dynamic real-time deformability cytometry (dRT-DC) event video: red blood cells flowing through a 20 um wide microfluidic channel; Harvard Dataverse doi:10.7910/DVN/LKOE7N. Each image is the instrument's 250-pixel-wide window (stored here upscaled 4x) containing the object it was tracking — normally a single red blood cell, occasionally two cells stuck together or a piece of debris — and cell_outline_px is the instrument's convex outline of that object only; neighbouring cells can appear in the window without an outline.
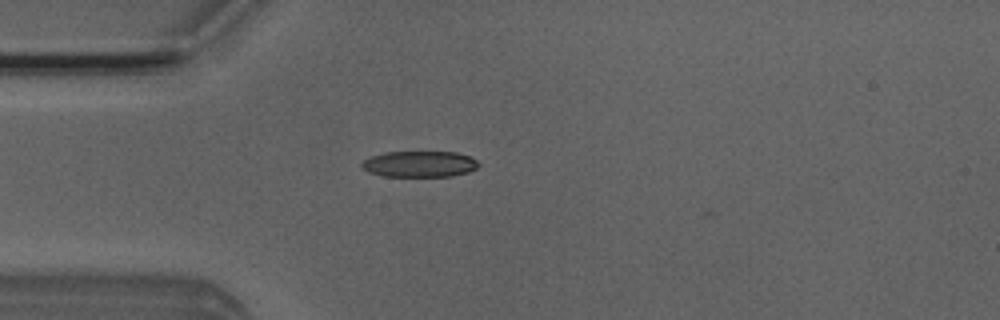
{"species": "Egyptian fruit bat (a non-hibernating species)", "species_latin": "Rousettus aegyptiacus", "temperature_condition": "room temperature", "stored_images_in_passage": 3, "camera_frame_rate_fps": 3000, "um_per_image_px": 0.085, "animal": {"sex": "male"}, "frame": {"image": 1, "passage_image": 3, "time_ms": 3.333, "image_size_px": [1000, 320], "cell_outline_px": [[480, 164], [476, 168], [468, 172], [452, 176], [384, 176], [368, 172], [360, 164], [364, 160], [372, 156], [384, 152], [456, 152], [468, 156], [476, 160]], "centroid_in_image_um": [35.66, 13.94], "position_along_channel_um": 49.3, "area_um2": 17.63}}